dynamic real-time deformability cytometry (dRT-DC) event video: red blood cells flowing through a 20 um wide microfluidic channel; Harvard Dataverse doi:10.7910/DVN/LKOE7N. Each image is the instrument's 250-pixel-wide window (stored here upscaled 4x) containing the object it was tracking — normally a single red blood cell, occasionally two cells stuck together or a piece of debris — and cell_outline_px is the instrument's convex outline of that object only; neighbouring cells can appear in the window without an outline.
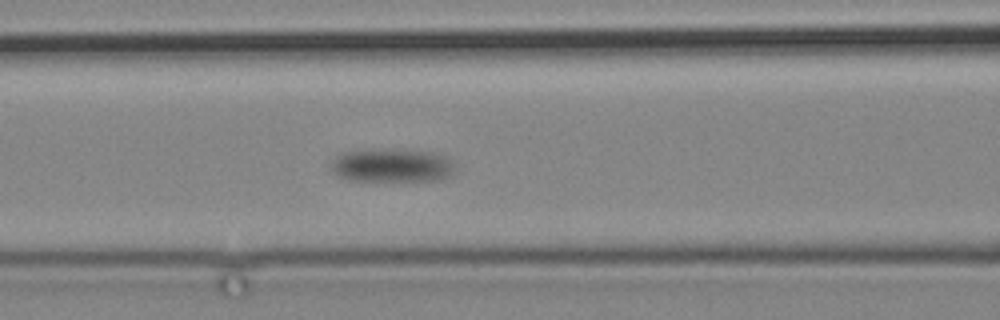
{"species": "common noctule bat (a hibernating species)", "species_latin": "Nyctalus noctula", "temperature_condition": "cold", "stored_images_in_passage": 11, "camera_frame_rate_fps": 3000, "um_per_image_px": 0.085, "animal": {"sex": "male", "body_mass_g": 19.2, "forearm_length_mm": 51.8}, "frame": {"image": 1, "passage_image": 11, "time_ms": 12.667, "image_size_px": [1000, 320], "cell_outline_px": [[452, 172], [448, 176], [440, 180], [348, 180], [340, 176], [332, 168], [332, 160], [336, 156], [344, 152], [428, 152], [444, 156], [448, 160], [452, 168]], "centroid_in_image_um": [33.29, 14.12], "position_along_channel_um": 133.3, "area_um2": 22.37}}